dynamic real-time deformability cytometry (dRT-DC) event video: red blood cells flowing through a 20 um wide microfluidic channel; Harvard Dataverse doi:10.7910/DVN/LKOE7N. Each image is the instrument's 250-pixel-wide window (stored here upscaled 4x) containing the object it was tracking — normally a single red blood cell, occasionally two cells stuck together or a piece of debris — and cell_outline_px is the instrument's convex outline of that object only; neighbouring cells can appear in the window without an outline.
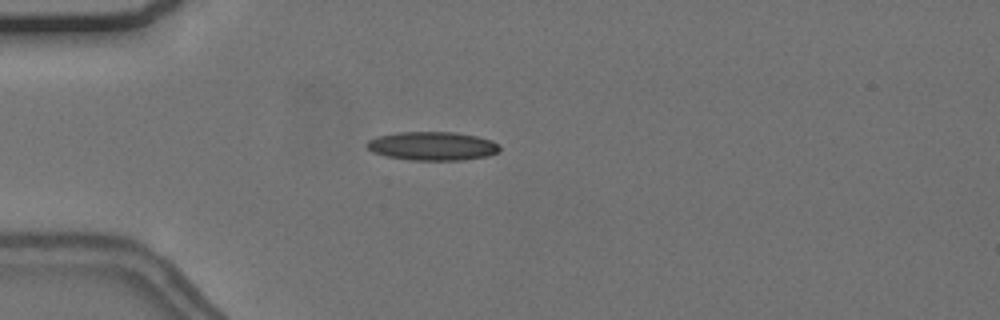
{"species": "common noctule bat (a hibernating species)", "species_latin": "Nyctalus noctula", "temperature_condition": "cold", "stored_images_in_passage": 26, "camera_frame_rate_fps": 3000, "um_per_image_px": 0.085, "animal": {"sex": "female", "body_mass_g": 24.6, "forearm_length_mm": 56.2}, "frame": {"image": 1, "passage_image": 1, "time_ms": 0.0, "image_size_px": [1000, 320], "cell_outline_px": [[500, 152], [488, 156], [460, 160], [412, 160], [384, 156], [372, 152], [364, 144], [368, 140], [376, 136], [396, 132], [452, 132], [476, 136], [492, 140], [500, 144]], "centroid_in_image_um": [36.74, 12.41], "position_along_channel_um": 48.3, "area_um2": 22.43}, "authors_computed_cell_mechanics": {"area_um2": 21.1259, "velocity_mm_per_s": 3.6456, "shape_relaxation_time_tau1_ms": null, "shape_relaxation_time_tau2_ms": 5.4035, "deformation_change_tau1": null, "deformation_change_tau2": 0.1599}}